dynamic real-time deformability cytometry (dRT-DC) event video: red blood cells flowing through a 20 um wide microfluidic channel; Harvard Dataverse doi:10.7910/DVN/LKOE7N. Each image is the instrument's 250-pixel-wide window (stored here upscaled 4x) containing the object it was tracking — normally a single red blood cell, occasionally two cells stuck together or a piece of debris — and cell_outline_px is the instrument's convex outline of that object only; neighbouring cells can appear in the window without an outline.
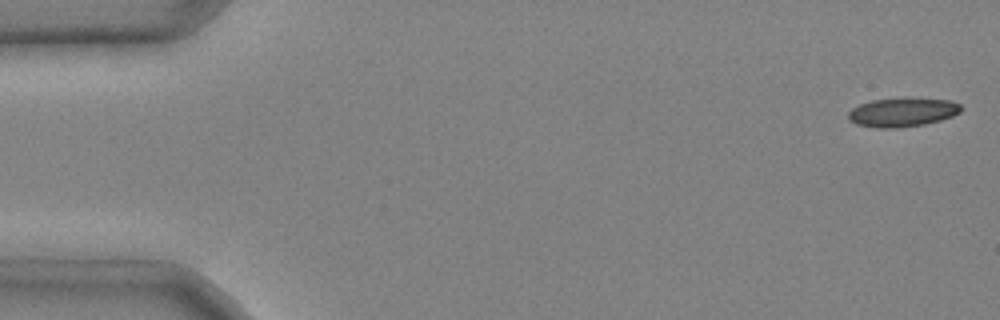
{"species": "common noctule bat (a hibernating species)", "species_latin": "Nyctalus noctula", "temperature_condition": "cold", "stored_images_in_passage": 5, "camera_frame_rate_fps": 3000, "um_per_image_px": 0.085, "animal": {"sex": "male", "body_mass_g": 20.4}, "frame": {"image": 1, "passage_image": 1, "time_ms": 0.0, "image_size_px": [1000, 320], "cell_outline_px": [[964, 108], [960, 112], [952, 116], [940, 120], [924, 124], [900, 128], [876, 128], [856, 124], [848, 120], [848, 112], [852, 108], [860, 104], [872, 100], [948, 100], [960, 104]], "centroid_in_image_um": [76.67, 9.59], "position_along_channel_um": 8.3, "area_um2": 18.44}}
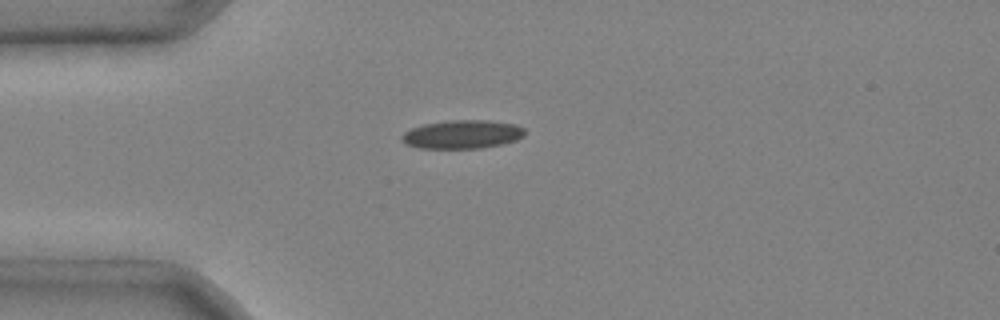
{"frame": {"image": 2, "passage_image": 4, "time_ms": 1.0, "image_size_px": [1000, 320], "cell_outline_px": [[524, 136], [516, 140], [500, 144], [480, 148], [416, 148], [404, 144], [400, 140], [400, 136], [404, 132], [412, 128], [424, 124], [452, 120], [488, 120], [516, 124], [524, 128]], "centroid_in_image_um": [39.26, 11.42], "position_along_channel_um": 45.7, "area_um2": 20.52}}